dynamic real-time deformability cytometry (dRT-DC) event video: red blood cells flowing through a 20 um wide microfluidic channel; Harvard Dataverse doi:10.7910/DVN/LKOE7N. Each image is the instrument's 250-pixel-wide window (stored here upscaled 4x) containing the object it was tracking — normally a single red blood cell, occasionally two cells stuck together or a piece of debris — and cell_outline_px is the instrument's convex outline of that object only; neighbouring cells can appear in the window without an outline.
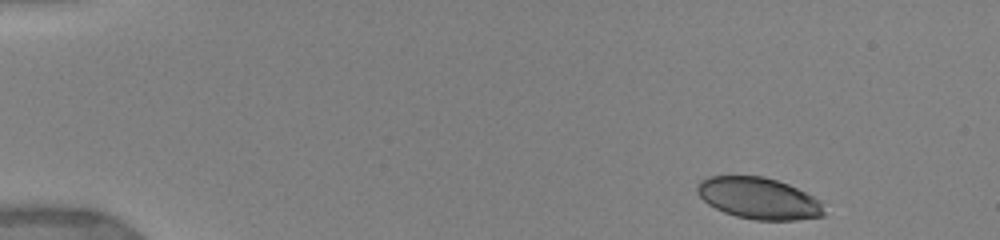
{"species": "human", "species_latin": "Homo sapiens", "temperature_condition": "warm", "stored_images_in_passage": 13, "camera_frame_rate_fps": 3000, "um_per_image_px": 0.085, "donor": {"sex": "female"}, "frame": {"image": 1, "passage_image": 1, "time_ms": 0.0, "image_size_px": [1000, 240], "cell_outline_px": [[824, 216], [796, 220], [756, 220], [736, 216], [724, 212], [708, 204], [696, 192], [696, 188], [700, 180], [708, 176], [764, 176], [788, 184], [820, 200], [824, 212]], "centroid_in_image_um": [64.47, 16.85], "position_along_channel_um": 20.5, "area_um2": 30.58}}
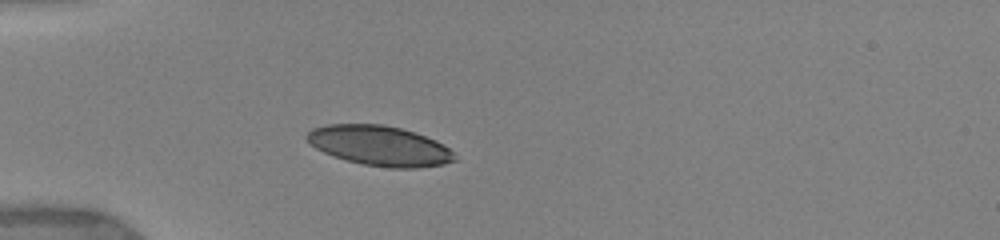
{"frame": {"image": 2, "passage_image": 6, "time_ms": 3.333, "image_size_px": [1000, 240], "cell_outline_px": [[456, 160], [444, 164], [416, 168], [388, 168], [364, 164], [332, 156], [316, 148], [304, 136], [312, 128], [328, 124], [384, 124], [400, 128], [436, 140], [448, 148], [452, 152]], "centroid_in_image_um": [32.25, 12.38], "position_along_channel_um": 52.8, "area_um2": 34.16}}
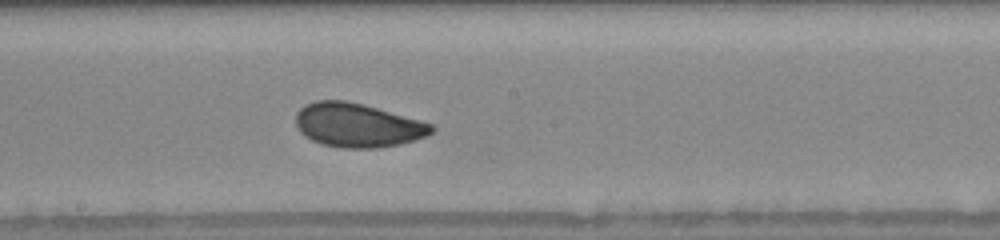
{"frame": {"image": 3, "passage_image": 13, "time_ms": 8.0, "image_size_px": [1000, 240], "cell_outline_px": [[436, 128], [428, 136], [416, 140], [400, 144], [376, 148], [340, 148], [324, 144], [312, 140], [304, 136], [296, 128], [296, 112], [300, 108], [316, 100], [344, 100], [376, 108], [420, 120], [432, 124]], "centroid_in_image_um": [30.39, 10.65], "position_along_channel_um": 217.8, "area_um2": 34.68}}